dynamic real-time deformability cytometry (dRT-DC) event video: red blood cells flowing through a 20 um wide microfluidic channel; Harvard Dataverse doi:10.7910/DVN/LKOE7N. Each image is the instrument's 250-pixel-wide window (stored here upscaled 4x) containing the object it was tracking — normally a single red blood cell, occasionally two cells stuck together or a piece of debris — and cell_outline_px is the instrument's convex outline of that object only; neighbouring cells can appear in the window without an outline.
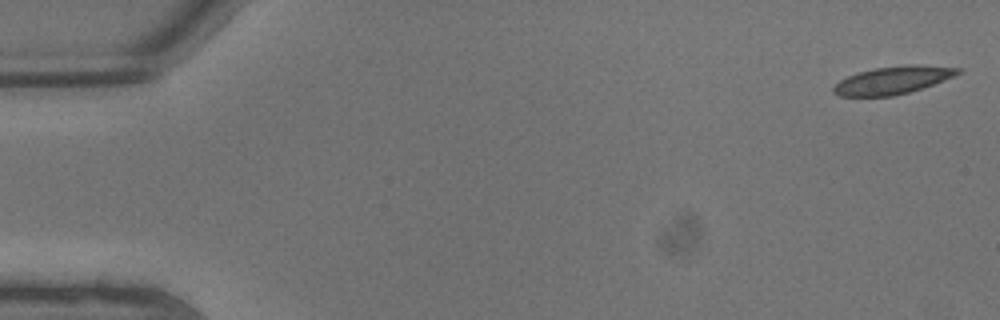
{"species": "common noctule bat (a hibernating species)", "species_latin": "Nyctalus noctula", "temperature_condition": "warm", "stored_images_in_passage": 9, "camera_frame_rate_fps": 3000, "um_per_image_px": 0.085, "animal": {"sex": "male", "body_mass_g": 13.3}, "frame": {"image": 1, "passage_image": 1, "time_ms": 0.0, "image_size_px": [1000, 320], "cell_outline_px": [[964, 72], [944, 80], [908, 92], [892, 96], [840, 96], [832, 92], [832, 88], [840, 80], [848, 76], [860, 72], [876, 68], [904, 64], [916, 64], [964, 68]], "centroid_in_image_um": [75.93, 6.8], "position_along_channel_um": 9.1, "area_um2": 20.06}}
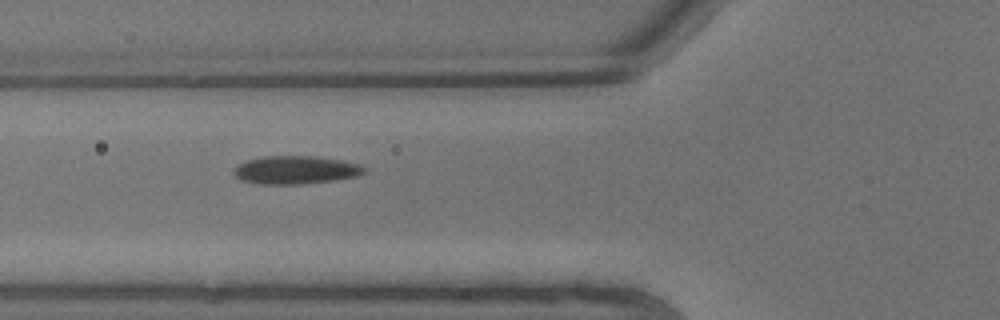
{"frame": {"image": 2, "passage_image": 8, "time_ms": 2.333, "image_size_px": [1000, 320], "cell_outline_px": [[368, 172], [356, 176], [336, 180], [300, 184], [260, 184], [240, 180], [232, 172], [240, 164], [248, 160], [264, 156], [316, 156], [344, 160], [360, 164], [368, 168]], "centroid_in_image_um": [25.2, 14.44], "position_along_channel_um": 100.6, "area_um2": 21.56}}
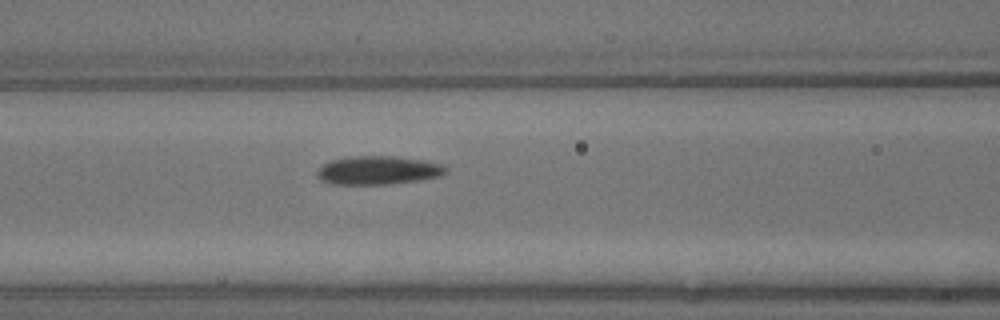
{"frame": {"image": 3, "passage_image": 9, "time_ms": 2.667, "image_size_px": [1000, 320], "cell_outline_px": [[448, 172], [440, 176], [420, 180], [388, 184], [332, 184], [320, 180], [316, 176], [316, 172], [324, 164], [332, 160], [348, 156], [392, 156], [420, 160], [440, 164], [448, 168]], "centroid_in_image_um": [32.12, 14.48], "position_along_channel_um": 134.5, "area_um2": 21.33}}